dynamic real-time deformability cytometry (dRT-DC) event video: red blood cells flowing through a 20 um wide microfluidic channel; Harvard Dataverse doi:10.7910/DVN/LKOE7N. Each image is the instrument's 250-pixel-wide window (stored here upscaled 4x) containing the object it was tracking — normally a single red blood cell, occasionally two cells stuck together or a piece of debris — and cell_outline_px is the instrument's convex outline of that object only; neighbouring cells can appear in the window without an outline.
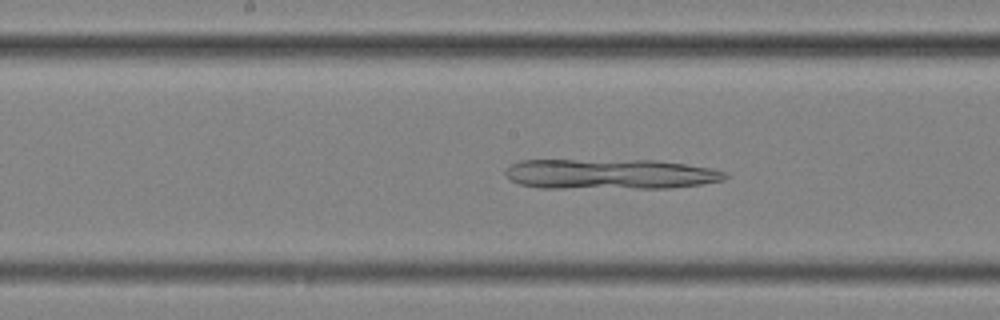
{"species": "common noctule bat (a hibernating species)", "species_latin": "Nyctalus noctula", "temperature_condition": "cold", "stored_images_in_passage": 52, "camera_frame_rate_fps": 3000, "um_per_image_px": 0.085, "animal": {"sex": "female", "body_mass_g": 25.1}, "frame": {"image": 1, "passage_image": 25, "time_ms": 8.0, "image_size_px": [1000, 320], "cell_outline_px": [[728, 176], [724, 180], [700, 184], [668, 188], [540, 188], [520, 184], [504, 176], [504, 172], [512, 164], [520, 160], [652, 160], [684, 164], [712, 168], [724, 172]], "centroid_in_image_um": [51.83, 14.8], "position_along_channel_um": 196.4, "area_um2": 38.78}}
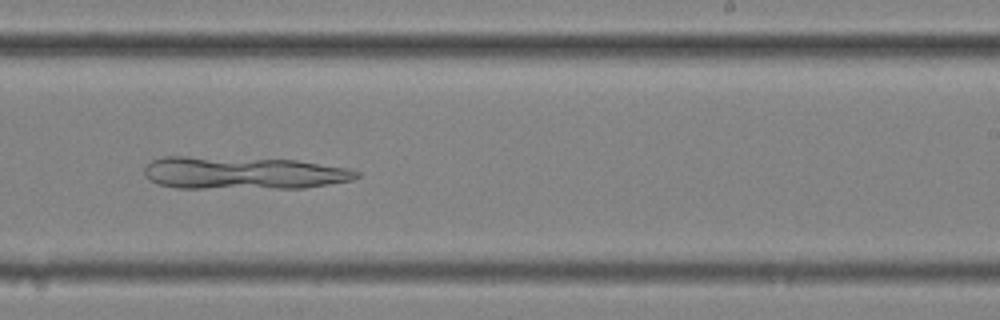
{"frame": {"image": 2, "passage_image": 31, "time_ms": 10.0, "image_size_px": [1000, 320], "cell_outline_px": [[360, 176], [352, 180], [304, 188], [176, 188], [156, 184], [144, 176], [144, 168], [152, 160], [164, 156], [188, 156], [296, 160], [348, 168], [360, 172]], "centroid_in_image_um": [20.64, 14.7], "position_along_channel_um": 268.4, "area_um2": 40.58}}
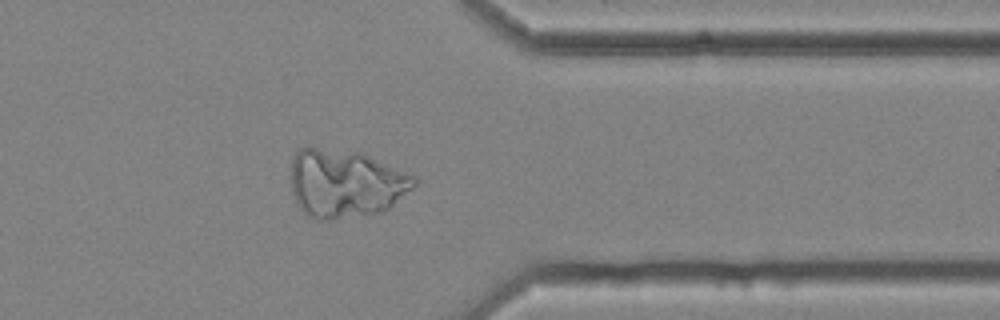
{"frame": {"image": 3, "passage_image": 41, "time_ms": 13.333, "image_size_px": [1000, 320], "cell_outline_px": [[416, 184], [412, 188], [388, 208], [376, 212], [332, 220], [316, 220], [304, 216], [296, 204], [292, 192], [288, 176], [292, 156], [300, 148], [316, 148], [364, 152], [412, 176], [416, 180]], "centroid_in_image_um": [29.25, 15.59], "position_along_channel_um": 382.1, "area_um2": 49.36}}